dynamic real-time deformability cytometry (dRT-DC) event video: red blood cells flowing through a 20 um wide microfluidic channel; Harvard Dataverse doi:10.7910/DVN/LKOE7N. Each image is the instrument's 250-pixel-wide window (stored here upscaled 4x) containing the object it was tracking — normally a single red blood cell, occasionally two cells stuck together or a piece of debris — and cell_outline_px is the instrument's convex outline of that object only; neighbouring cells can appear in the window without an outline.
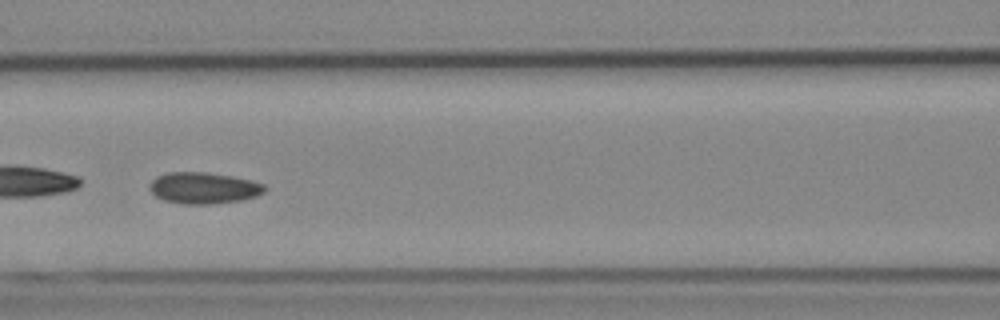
{"species": "Egyptian fruit bat (a non-hibernating species)", "species_latin": "Rousettus aegyptiacus", "temperature_condition": "cold", "stored_images_in_passage": 41, "camera_frame_rate_fps": 3000, "um_per_image_px": 0.085, "animal": {"sex": "female"}, "frame": {"image": 1, "passage_image": 12, "time_ms": 3.667, "image_size_px": [1000, 320], "cell_outline_px": [[264, 192], [256, 196], [240, 200], [212, 204], [184, 204], [164, 200], [156, 196], [148, 188], [152, 180], [156, 176], [168, 172], [208, 172], [232, 176], [264, 184]], "centroid_in_image_um": [17.27, 15.97], "position_along_channel_um": 149.3, "area_um2": 20.92}}
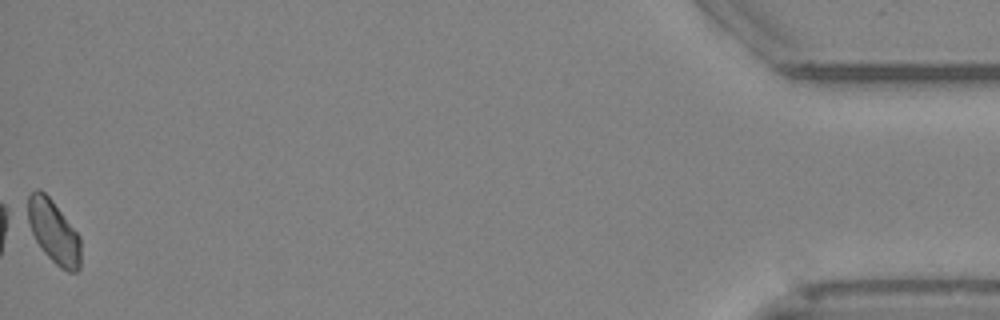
{"frame": {"image": 2, "passage_image": 41, "time_ms": 13.333, "image_size_px": [1000, 320], "cell_outline_px": [[80, 268], [76, 272], [68, 272], [60, 268], [44, 252], [36, 240], [20, 212], [20, 208], [28, 196], [36, 188], [40, 188], [52, 200], [80, 236]], "centroid_in_image_um": [4.44, 19.61], "position_along_channel_um": 430.8, "area_um2": 20.4}, "authors_computed_cell_mechanics": {"area_um2": 20.2878, "velocity_mm_per_s": 3.8524, "shape_relaxation_time_tau1_ms": 4.0601, "shape_relaxation_time_tau2_ms": 3.0844, "deformation_change_tau1": 0.0569, "deformation_change_tau2": 0.0596}}